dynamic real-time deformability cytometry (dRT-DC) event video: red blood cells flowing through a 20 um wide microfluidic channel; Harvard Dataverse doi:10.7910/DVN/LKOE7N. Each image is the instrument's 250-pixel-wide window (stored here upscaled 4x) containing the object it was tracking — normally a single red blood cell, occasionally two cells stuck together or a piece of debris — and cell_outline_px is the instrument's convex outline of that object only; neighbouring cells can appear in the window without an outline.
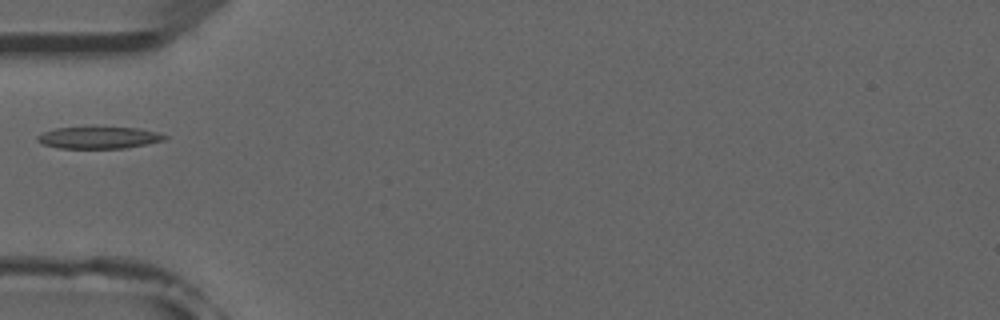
{"species": "common noctule bat (a hibernating species)", "species_latin": "Nyctalus noctula", "temperature_condition": "room temperature", "stored_images_in_passage": 7, "camera_frame_rate_fps": 3000, "um_per_image_px": 0.085, "animal": {"sex": "male", "forearm_length_mm": 52.5}, "frame": {"image": 1, "passage_image": 5, "time_ms": 4.667, "image_size_px": [1000, 320], "cell_outline_px": [[168, 136], [164, 140], [124, 148], [60, 148], [44, 144], [36, 140], [36, 136], [44, 132], [56, 128], [136, 128], [156, 132]], "centroid_in_image_um": [8.37, 11.71], "position_along_channel_um": 76.6, "area_um2": 15.72}}
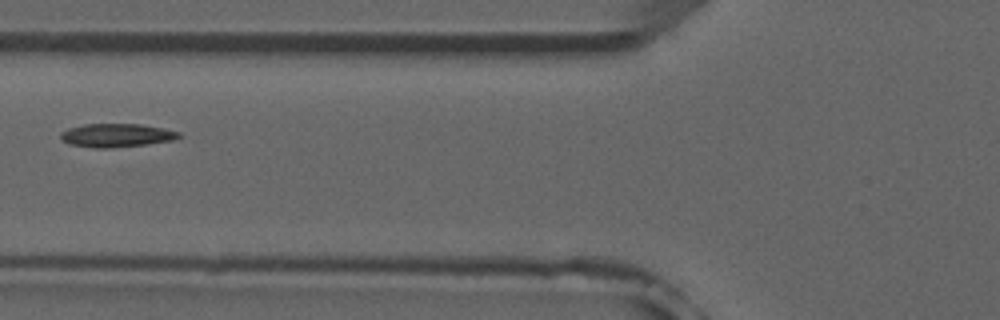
{"frame": {"image": 2, "passage_image": 6, "time_ms": 5.667, "image_size_px": [1000, 320], "cell_outline_px": [[184, 136], [172, 140], [144, 144], [112, 148], [96, 148], [68, 144], [60, 136], [60, 132], [68, 128], [84, 124], [140, 124], [164, 128], [180, 132]], "centroid_in_image_um": [9.91, 11.5], "position_along_channel_um": 115.9, "area_um2": 16.18}}
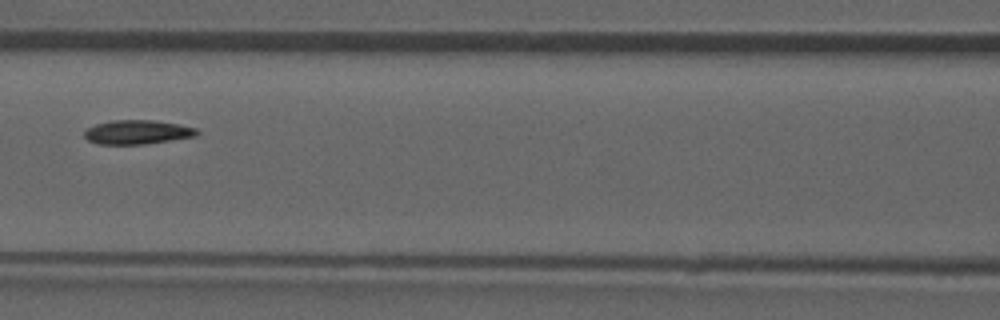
{"frame": {"image": 3, "passage_image": 7, "time_ms": 6.667, "image_size_px": [1000, 320], "cell_outline_px": [[200, 132], [196, 136], [144, 144], [96, 144], [88, 140], [84, 136], [84, 132], [88, 128], [96, 124], [112, 120], [152, 120], [176, 124], [196, 128]], "centroid_in_image_um": [11.65, 11.23], "position_along_channel_um": 154.9, "area_um2": 15.66}}